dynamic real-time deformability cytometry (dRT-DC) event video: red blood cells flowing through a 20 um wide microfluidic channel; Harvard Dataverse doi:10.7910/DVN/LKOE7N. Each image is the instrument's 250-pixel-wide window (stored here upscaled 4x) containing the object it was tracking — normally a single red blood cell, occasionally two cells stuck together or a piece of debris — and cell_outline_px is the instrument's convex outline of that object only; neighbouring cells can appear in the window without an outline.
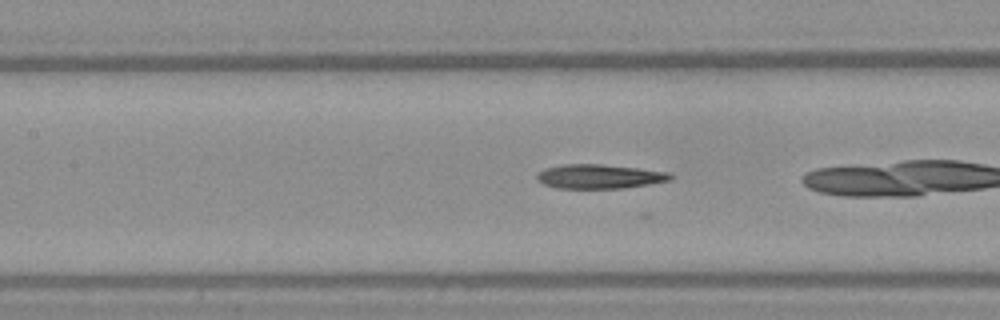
{"species": "Egyptian fruit bat (a non-hibernating species)", "species_latin": "Rousettus aegyptiacus", "temperature_condition": "warm", "stored_images_in_passage": 14, "camera_frame_rate_fps": 3000, "um_per_image_px": 0.085, "frame": {"image": 1, "passage_image": 5, "time_ms": 1.333, "image_size_px": [1000, 320], "cell_outline_px": [[672, 180], [652, 184], [624, 188], [556, 188], [544, 184], [536, 180], [536, 172], [544, 168], [564, 164], [600, 164], [640, 168], [672, 172]], "centroid_in_image_um": [50.96, 14.99], "position_along_channel_um": 156.4, "area_um2": 19.19}}